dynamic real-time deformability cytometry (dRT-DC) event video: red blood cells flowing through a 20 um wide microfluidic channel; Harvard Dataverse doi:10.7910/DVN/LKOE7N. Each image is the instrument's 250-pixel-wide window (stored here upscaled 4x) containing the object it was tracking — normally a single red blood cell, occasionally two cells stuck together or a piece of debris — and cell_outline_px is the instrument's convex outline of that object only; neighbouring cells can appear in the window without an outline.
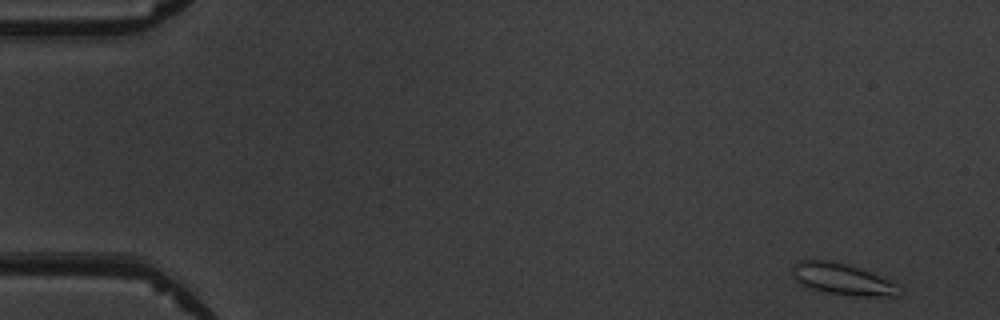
{"species": "common noctule bat (a hibernating species)", "species_latin": "Nyctalus noctula", "temperature_condition": "warm", "stored_images_in_passage": 8, "camera_frame_rate_fps": 3000, "um_per_image_px": 0.085, "animal": {"sex": "male", "body_mass_g": 19.5, "forearm_length_mm": 54.6}, "frame": {"image": 1, "passage_image": 1, "time_ms": 0.0, "image_size_px": [1000, 320], "cell_outline_px": [[900, 296], [856, 296], [828, 292], [808, 288], [800, 284], [796, 280], [792, 272], [792, 264], [800, 260], [832, 260], [848, 264], [888, 280], [896, 284], [900, 292]], "centroid_in_image_um": [71.55, 23.72], "position_along_channel_um": 13.5, "area_um2": 19.36}}
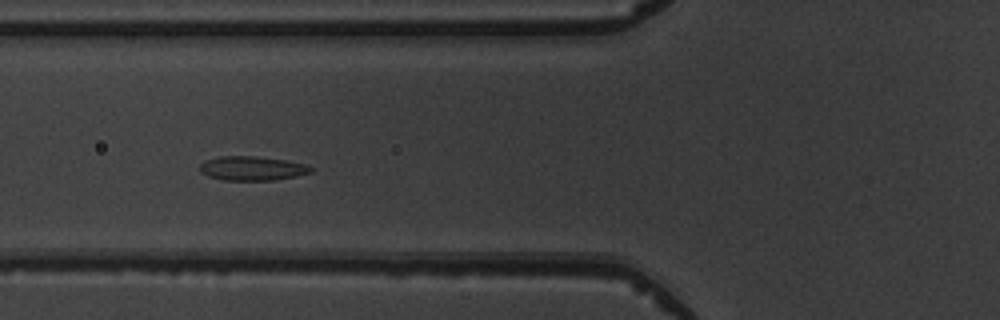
{"frame": {"image": 2, "passage_image": 5, "time_ms": 5.667, "image_size_px": [1000, 320], "cell_outline_px": [[312, 172], [296, 176], [276, 180], [224, 180], [208, 176], [200, 172], [200, 164], [204, 160], [220, 156], [252, 156], [284, 160], [304, 164], [312, 168]], "centroid_in_image_um": [21.39, 14.31], "position_along_channel_um": 104.4, "area_um2": 15.55}}
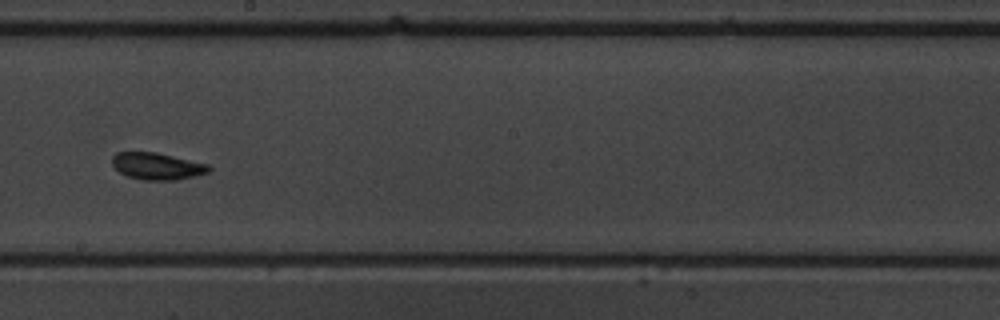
{"frame": {"image": 3, "passage_image": 8, "time_ms": 9.0, "image_size_px": [1000, 320], "cell_outline_px": [[212, 168], [208, 172], [176, 180], [144, 180], [128, 176], [120, 172], [112, 164], [112, 156], [116, 152], [156, 152], [208, 164]], "centroid_in_image_um": [13.34, 14.12], "position_along_channel_um": 234.9, "area_um2": 15.03}}